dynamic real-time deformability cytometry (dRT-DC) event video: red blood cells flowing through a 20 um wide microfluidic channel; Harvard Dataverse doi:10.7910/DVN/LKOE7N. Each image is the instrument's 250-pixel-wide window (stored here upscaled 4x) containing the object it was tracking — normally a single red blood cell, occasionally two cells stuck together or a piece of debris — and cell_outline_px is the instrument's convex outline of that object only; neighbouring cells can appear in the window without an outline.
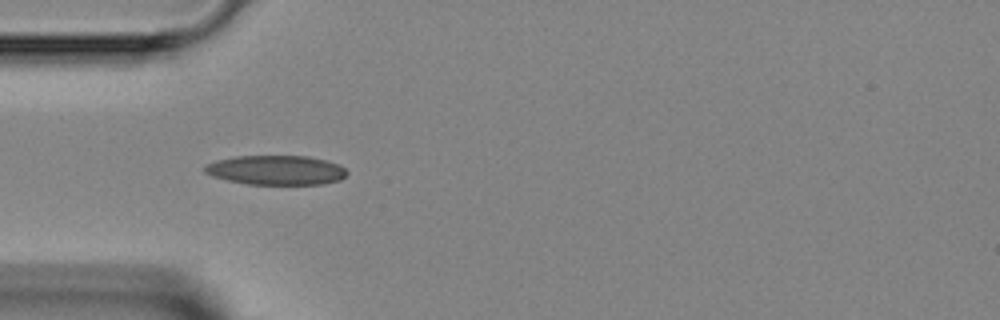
{"species": "Egyptian fruit bat (a non-hibernating species)", "species_latin": "Rousettus aegyptiacus", "temperature_condition": "room temperature", "stored_images_in_passage": 34, "camera_frame_rate_fps": 3000, "um_per_image_px": 0.085, "animal": {"sex": "female"}, "frame": {"image": 1, "passage_image": 1, "time_ms": 0.0, "image_size_px": [1000, 320], "cell_outline_px": [[348, 172], [340, 180], [324, 184], [248, 184], [228, 180], [212, 176], [204, 172], [204, 168], [208, 164], [216, 160], [236, 156], [308, 156], [340, 164]], "centroid_in_image_um": [23.48, 14.46], "position_along_channel_um": 61.5, "area_um2": 24.33}}
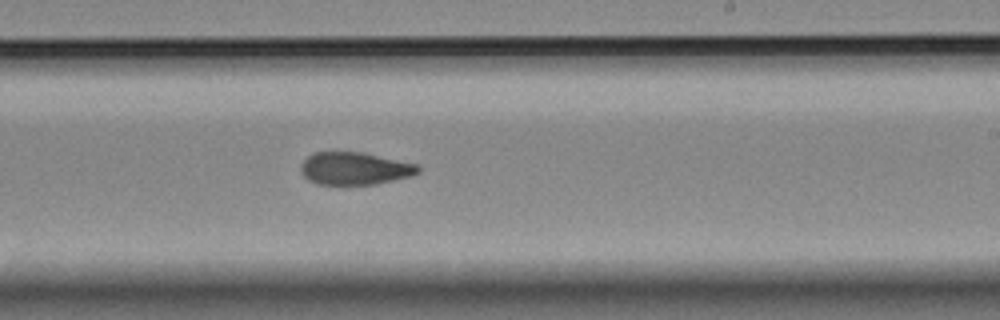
{"frame": {"image": 2, "passage_image": 15, "time_ms": 4.667, "image_size_px": [1000, 320], "cell_outline_px": [[420, 172], [408, 176], [376, 184], [344, 188], [340, 188], [316, 184], [308, 180], [300, 172], [300, 164], [312, 152], [360, 152], [416, 164], [420, 168]], "centroid_in_image_um": [30.05, 14.38], "position_along_channel_um": 259.0, "area_um2": 22.95}}
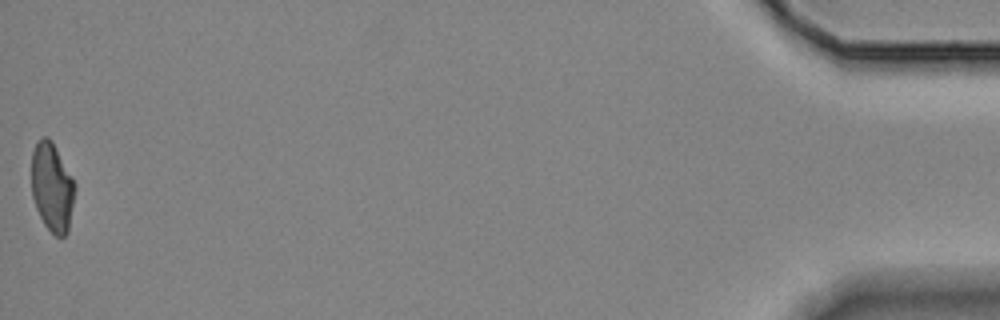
{"frame": {"image": 3, "passage_image": 34, "time_ms": 11.0, "image_size_px": [1000, 320], "cell_outline_px": [[76, 188], [68, 232], [64, 236], [56, 236], [44, 224], [36, 208], [32, 196], [32, 152], [40, 136], [48, 136], [52, 140], [76, 184]], "centroid_in_image_um": [4.44, 15.89], "position_along_channel_um": 430.8, "area_um2": 22.54}}